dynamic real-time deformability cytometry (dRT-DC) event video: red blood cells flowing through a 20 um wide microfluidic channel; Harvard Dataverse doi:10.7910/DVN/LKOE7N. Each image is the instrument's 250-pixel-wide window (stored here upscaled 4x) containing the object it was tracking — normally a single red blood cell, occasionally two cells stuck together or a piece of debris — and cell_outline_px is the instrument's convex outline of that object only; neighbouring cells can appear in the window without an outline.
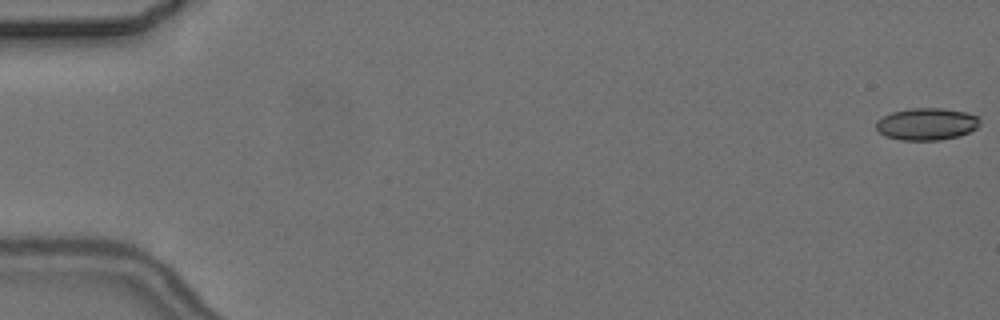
{"species": "common noctule bat (a hibernating species)", "species_latin": "Nyctalus noctula", "temperature_condition": "cold", "stored_images_in_passage": 7, "camera_frame_rate_fps": 3000, "um_per_image_px": 0.085, "animal": {"sex": "female", "body_mass_g": 24.6, "forearm_length_mm": 56.2}, "frame": {"image": 1, "passage_image": 1, "time_ms": 0.0, "image_size_px": [1000, 320], "cell_outline_px": [[980, 124], [976, 128], [960, 136], [940, 140], [900, 140], [884, 136], [876, 128], [876, 120], [892, 112], [912, 108], [944, 108], [964, 112], [976, 116], [980, 120]], "centroid_in_image_um": [78.75, 10.55], "position_along_channel_um": 6.2, "area_um2": 19.42}}
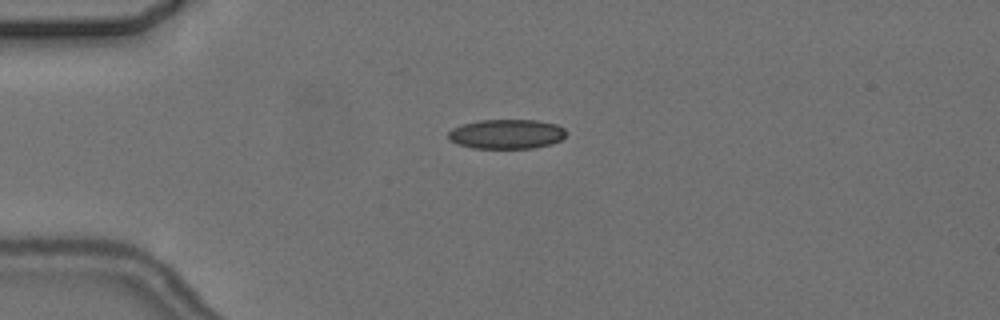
{"frame": {"image": 2, "passage_image": 5, "time_ms": 4.667, "image_size_px": [1000, 320], "cell_outline_px": [[568, 132], [560, 140], [552, 144], [532, 148], [472, 148], [456, 144], [448, 140], [448, 132], [452, 128], [464, 124], [480, 120], [536, 120], [556, 124], [564, 128]], "centroid_in_image_um": [43.05, 11.4], "position_along_channel_um": 42.0, "area_um2": 20.4}}
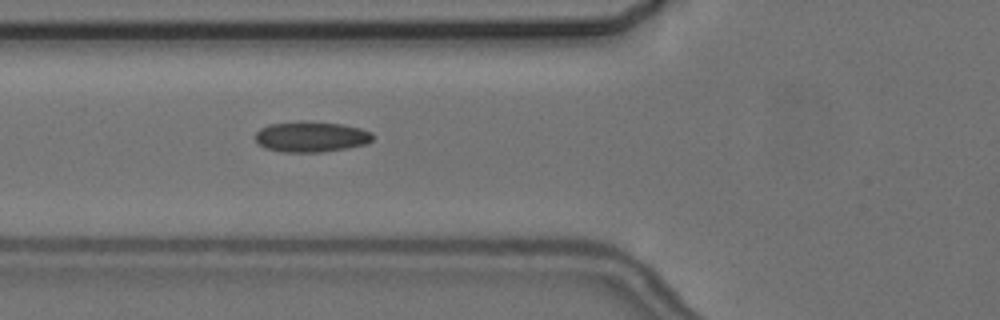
{"frame": {"image": 3, "passage_image": 7, "time_ms": 7.0, "image_size_px": [1000, 320], "cell_outline_px": [[372, 140], [368, 144], [348, 148], [324, 152], [284, 152], [264, 148], [256, 140], [256, 132], [260, 128], [268, 124], [300, 120], [340, 124], [360, 128], [372, 132]], "centroid_in_image_um": [26.44, 11.62], "position_along_channel_um": 99.4, "area_um2": 21.15}}